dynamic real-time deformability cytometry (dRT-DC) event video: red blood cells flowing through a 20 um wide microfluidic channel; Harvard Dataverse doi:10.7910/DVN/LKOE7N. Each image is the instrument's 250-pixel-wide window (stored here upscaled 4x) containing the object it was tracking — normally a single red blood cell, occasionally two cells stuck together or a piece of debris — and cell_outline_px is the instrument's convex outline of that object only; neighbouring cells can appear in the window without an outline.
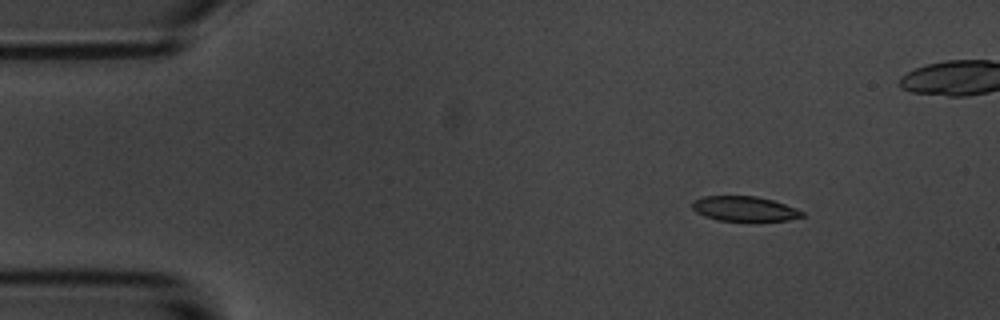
{"species": "common noctule bat (a hibernating species)", "species_latin": "Nyctalus noctula", "temperature_condition": "room temperature", "stored_images_in_passage": 10, "camera_frame_rate_fps": 3000, "um_per_image_px": 0.085, "animal": {"sex": "male", "body_mass_g": 20.1, "forearm_length_mm": 53.5}, "frame": {"image": 1, "passage_image": 2, "time_ms": 1.333, "image_size_px": [1000, 320], "cell_outline_px": [[804, 216], [788, 220], [752, 224], [720, 220], [704, 216], [696, 212], [692, 208], [692, 200], [704, 196], [756, 196], [772, 200], [784, 204], [804, 212]], "centroid_in_image_um": [63.28, 17.79], "position_along_channel_um": 21.7, "area_um2": 16.65}}
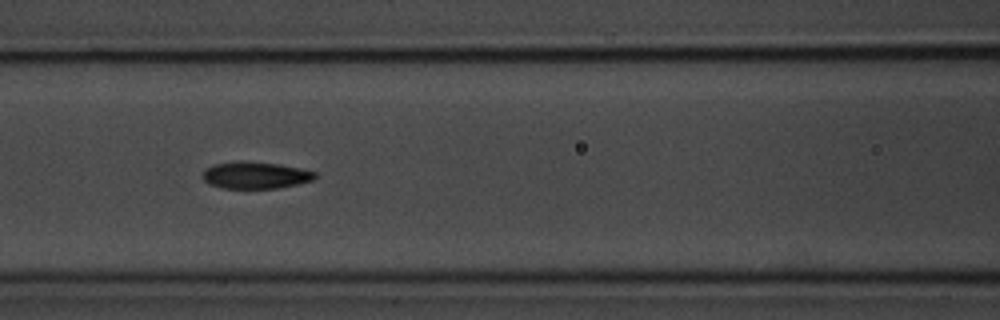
{"frame": {"image": 2, "passage_image": 7, "time_ms": 7.0, "image_size_px": [1000, 320], "cell_outline_px": [[316, 176], [312, 180], [280, 188], [220, 188], [208, 184], [204, 180], [204, 172], [212, 164], [280, 164], [300, 168], [316, 172]], "centroid_in_image_um": [21.76, 14.95], "position_along_channel_um": 144.8, "area_um2": 16.65}}
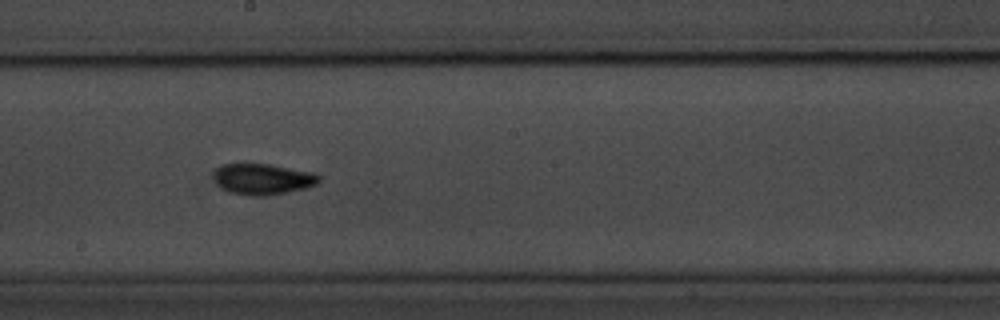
{"frame": {"image": 3, "passage_image": 9, "time_ms": 9.333, "image_size_px": [1000, 320], "cell_outline_px": [[320, 180], [316, 184], [308, 188], [288, 192], [264, 196], [252, 196], [228, 192], [220, 188], [216, 184], [216, 168], [224, 164], [268, 164], [312, 172], [320, 176]], "centroid_in_image_um": [22.35, 15.24], "position_along_channel_um": 225.8, "area_um2": 18.9}}